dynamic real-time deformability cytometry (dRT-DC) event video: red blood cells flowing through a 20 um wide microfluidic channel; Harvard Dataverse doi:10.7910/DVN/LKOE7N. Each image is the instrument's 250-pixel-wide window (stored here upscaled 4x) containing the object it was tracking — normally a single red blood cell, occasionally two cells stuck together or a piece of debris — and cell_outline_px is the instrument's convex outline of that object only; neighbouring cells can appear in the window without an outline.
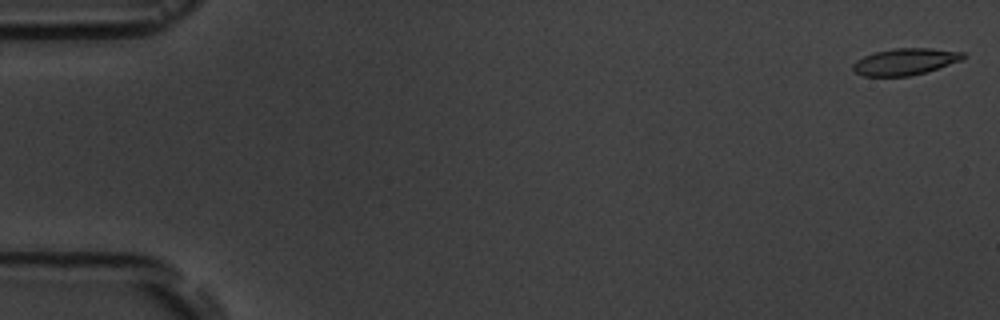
{"species": "common noctule bat (a hibernating species)", "species_latin": "Nyctalus noctula", "temperature_condition": "room temperature", "stored_images_in_passage": 56, "camera_frame_rate_fps": 3000, "um_per_image_px": 0.085, "animal": {"sex": "male", "body_mass_g": 19.5, "forearm_length_mm": 54.6}, "frame": {"image": 1, "passage_image": 1, "time_ms": 0.0, "image_size_px": [1000, 320], "cell_outline_px": [[968, 56], [964, 60], [924, 72], [908, 76], [864, 76], [856, 72], [852, 68], [852, 64], [856, 60], [864, 56], [876, 52], [892, 48], [928, 48], [964, 52]], "centroid_in_image_um": [76.97, 5.23], "position_along_channel_um": 8.0, "area_um2": 17.11}}
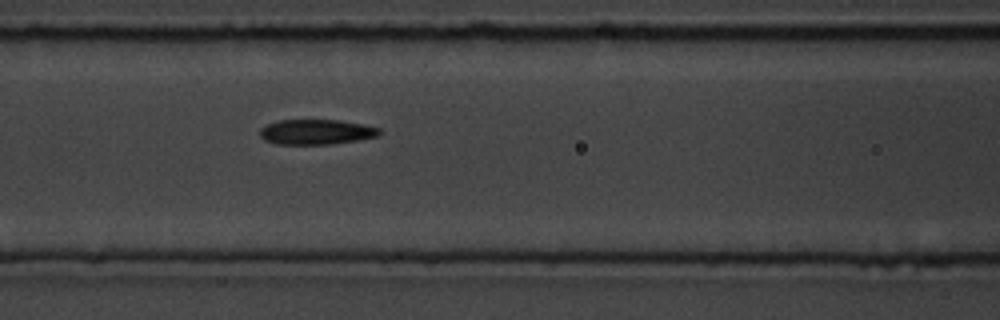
{"frame": {"image": 2, "passage_image": 24, "time_ms": 7.667, "image_size_px": [1000, 320], "cell_outline_px": [[380, 136], [356, 140], [328, 144], [276, 144], [264, 140], [260, 136], [260, 128], [276, 120], [340, 120], [364, 124], [380, 128]], "centroid_in_image_um": [26.88, 11.21], "position_along_channel_um": 139.7, "area_um2": 17.51}}
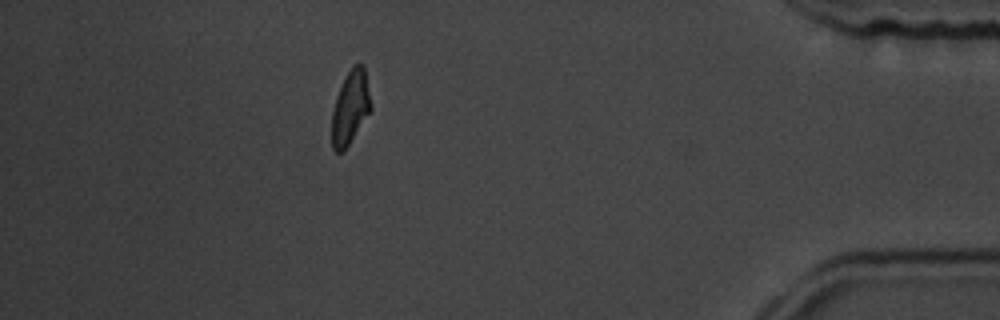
{"frame": {"image": 3, "passage_image": 50, "time_ms": 16.333, "image_size_px": [1000, 320], "cell_outline_px": [[372, 108], [344, 152], [336, 152], [332, 148], [332, 112], [336, 96], [352, 64], [364, 64], [372, 104]], "centroid_in_image_um": [29.79, 9.14], "position_along_channel_um": 405.4, "area_um2": 16.76}, "authors_computed_cell_mechanics": {"area_um2": 17.7157, "velocity_mm_per_s": 3.6256, "shape_relaxation_time_tau1_ms": 4.4007, "shape_relaxation_time_tau2_ms": 3.7565, "deformation_change_tau1": 0.143, "deformation_change_tau2": 0.1121}}